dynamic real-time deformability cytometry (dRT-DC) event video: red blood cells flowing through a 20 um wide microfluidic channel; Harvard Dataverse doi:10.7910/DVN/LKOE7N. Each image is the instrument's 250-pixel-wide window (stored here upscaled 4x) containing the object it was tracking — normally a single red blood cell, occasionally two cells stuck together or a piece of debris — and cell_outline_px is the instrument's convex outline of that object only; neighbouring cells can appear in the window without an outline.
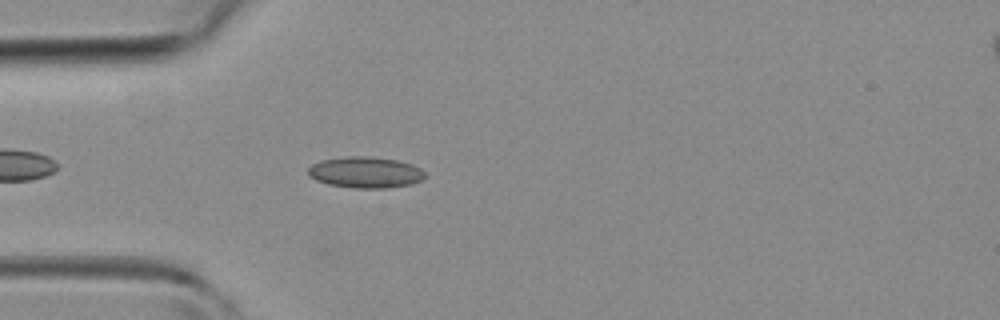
{"species": "common noctule bat (a hibernating species)", "species_latin": "Nyctalus noctula", "temperature_condition": "room temperature", "stored_images_in_passage": 33, "camera_frame_rate_fps": 3000, "um_per_image_px": 0.085, "animal": {"sex": "female", "body_mass_g": 19.3, "forearm_length_mm": 54.1}, "frame": {"image": 1, "passage_image": 4, "time_ms": 1.0, "image_size_px": [1000, 320], "cell_outline_px": [[428, 176], [412, 184], [388, 188], [352, 188], [328, 184], [316, 180], [308, 176], [308, 168], [312, 164], [320, 160], [344, 156], [372, 156], [396, 160], [412, 164], [420, 168]], "centroid_in_image_um": [31.05, 14.64], "position_along_channel_um": 53.9, "area_um2": 21.5}}
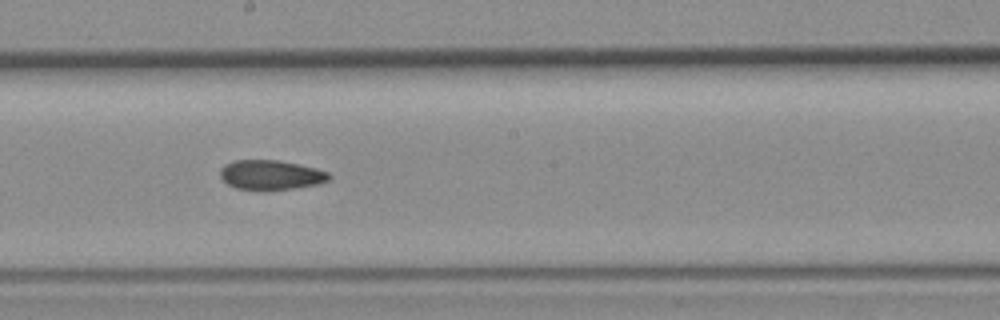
{"frame": {"image": 2, "passage_image": 15, "time_ms": 4.667, "image_size_px": [1000, 320], "cell_outline_px": [[332, 180], [320, 184], [296, 188], [264, 192], [236, 188], [228, 184], [220, 176], [220, 168], [224, 164], [236, 160], [276, 160], [300, 164], [316, 168], [328, 172], [332, 176]], "centroid_in_image_um": [23.06, 14.89], "position_along_channel_um": 225.1, "area_um2": 19.42}}
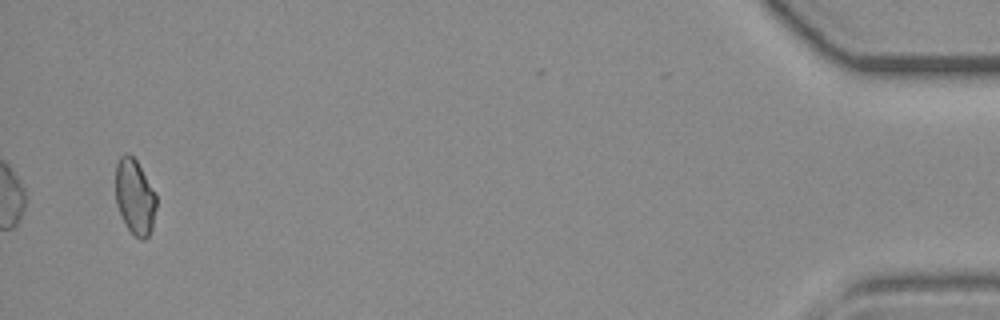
{"frame": {"image": 3, "passage_image": 33, "time_ms": 10.667, "image_size_px": [1000, 320], "cell_outline_px": [[156, 208], [152, 228], [148, 236], [144, 240], [140, 240], [128, 228], [116, 204], [116, 164], [120, 156], [128, 152], [136, 160], [156, 192]], "centroid_in_image_um": [11.47, 16.71], "position_along_channel_um": 423.7, "area_um2": 17.86}}